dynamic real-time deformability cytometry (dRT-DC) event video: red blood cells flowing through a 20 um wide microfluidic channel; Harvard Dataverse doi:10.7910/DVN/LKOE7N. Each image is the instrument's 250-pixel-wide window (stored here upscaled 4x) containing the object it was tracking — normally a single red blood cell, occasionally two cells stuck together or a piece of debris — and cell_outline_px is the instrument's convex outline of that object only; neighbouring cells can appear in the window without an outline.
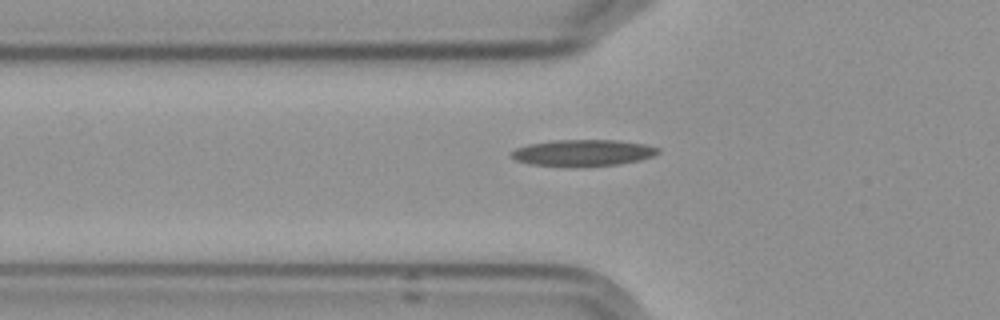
{"species": "Egyptian fruit bat (a non-hibernating species)", "species_latin": "Rousettus aegyptiacus", "temperature_condition": "cold", "stored_images_in_passage": 3, "camera_frame_rate_fps": 3000, "um_per_image_px": 0.085, "frame": {"image": 1, "passage_image": 3, "time_ms": 2.333, "image_size_px": [1000, 320], "cell_outline_px": [[660, 152], [652, 156], [640, 160], [620, 164], [572, 168], [532, 164], [516, 160], [508, 156], [508, 152], [516, 148], [528, 144], [552, 140], [616, 140], [644, 144], [660, 148]], "centroid_in_image_um": [49.5, 13.0], "position_along_channel_um": 76.3, "area_um2": 23.12}}